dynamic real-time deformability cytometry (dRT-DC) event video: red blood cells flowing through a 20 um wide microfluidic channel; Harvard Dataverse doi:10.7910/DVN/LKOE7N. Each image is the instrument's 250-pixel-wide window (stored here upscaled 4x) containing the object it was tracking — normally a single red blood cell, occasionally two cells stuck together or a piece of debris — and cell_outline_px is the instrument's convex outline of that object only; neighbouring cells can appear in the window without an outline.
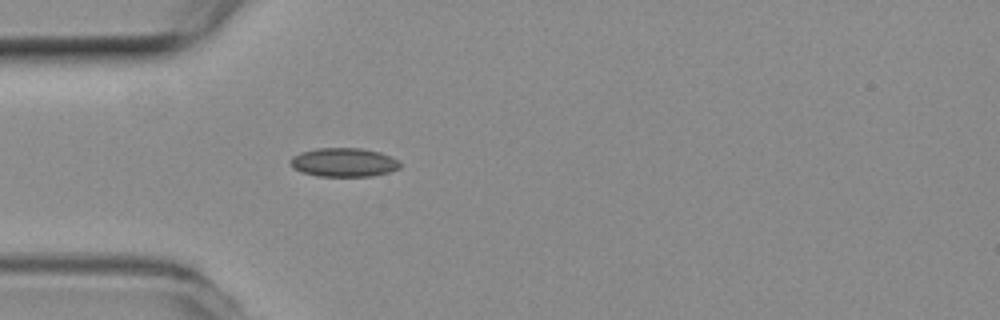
{"species": "common noctule bat (a hibernating species)", "species_latin": "Nyctalus noctula", "temperature_condition": "room temperature", "stored_images_in_passage": 26, "camera_frame_rate_fps": 3000, "um_per_image_px": 0.085, "animal": {"sex": "female", "body_mass_g": 19.3, "forearm_length_mm": 54.1}, "frame": {"image": 1, "passage_image": 1, "time_ms": 0.0, "image_size_px": [1000, 320], "cell_outline_px": [[400, 168], [388, 172], [372, 176], [316, 176], [300, 172], [292, 168], [288, 160], [292, 156], [300, 152], [316, 148], [360, 148], [380, 152], [392, 156], [400, 160]], "centroid_in_image_um": [29.19, 13.8], "position_along_channel_um": 55.8, "area_um2": 18.73}}
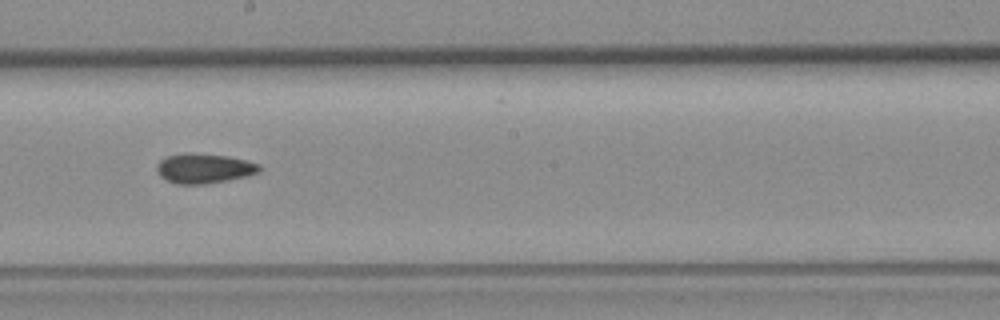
{"frame": {"image": 2, "passage_image": 15, "time_ms": 4.667, "image_size_px": [1000, 320], "cell_outline_px": [[260, 172], [244, 176], [204, 184], [176, 184], [160, 176], [156, 168], [156, 164], [160, 160], [168, 156], [184, 152], [188, 152], [228, 156], [260, 164]], "centroid_in_image_um": [17.3, 14.3], "position_along_channel_um": 230.9, "area_um2": 17.63}}
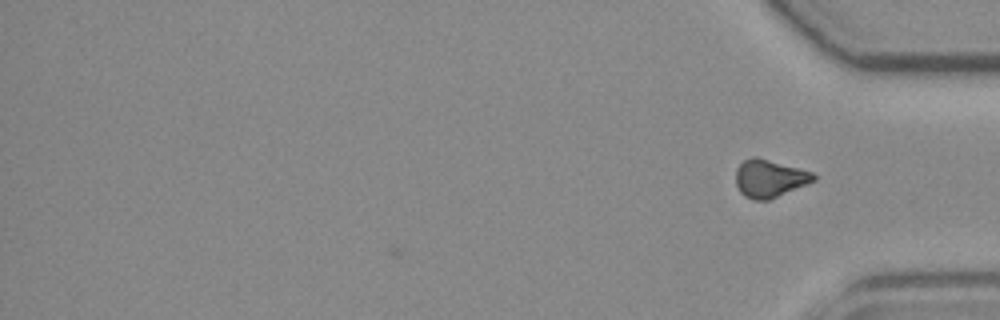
{"frame": {"image": 3, "passage_image": 26, "time_ms": 8.333, "image_size_px": [1000, 320], "cell_outline_px": [[816, 180], [808, 184], [768, 200], [752, 200], [744, 196], [740, 192], [736, 184], [736, 168], [744, 160], [752, 156], [756, 156], [812, 172], [816, 176]], "centroid_in_image_um": [65.39, 15.17], "position_along_channel_um": 369.8, "area_um2": 17.11}, "authors_computed_cell_mechanics": {"area_um2": 17.4556, "velocity_mm_per_s": 3.8373, "shape_relaxation_time_tau1_ms": null, "shape_relaxation_time_tau2_ms": 4.3564, "deformation_change_tau1": null, "deformation_change_tau2": 0.1017}}